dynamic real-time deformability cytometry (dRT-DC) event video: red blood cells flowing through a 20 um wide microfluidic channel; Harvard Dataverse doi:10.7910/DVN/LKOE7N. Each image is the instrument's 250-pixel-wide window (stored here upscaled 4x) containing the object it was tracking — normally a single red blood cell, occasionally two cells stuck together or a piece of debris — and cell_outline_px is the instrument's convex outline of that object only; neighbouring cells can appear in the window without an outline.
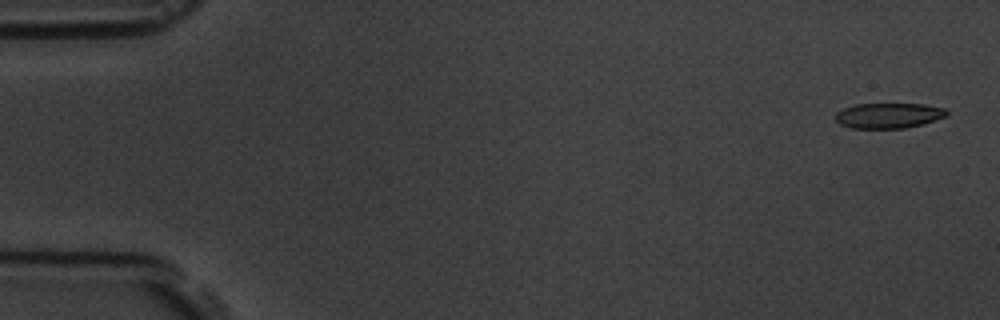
{"species": "common noctule bat (a hibernating species)", "species_latin": "Nyctalus noctula", "temperature_condition": "room temperature", "stored_images_in_passage": 5, "camera_frame_rate_fps": 3000, "um_per_image_px": 0.085, "animal": {"sex": "male", "body_mass_g": 19.5, "forearm_length_mm": 54.6}, "frame": {"image": 1, "passage_image": 1, "time_ms": 0.0, "image_size_px": [1000, 320], "cell_outline_px": [[948, 116], [920, 124], [904, 128], [852, 128], [840, 124], [836, 120], [836, 112], [844, 108], [856, 104], [924, 104], [944, 108], [948, 112]], "centroid_in_image_um": [75.53, 9.81], "position_along_channel_um": 9.5, "area_um2": 16.24}}
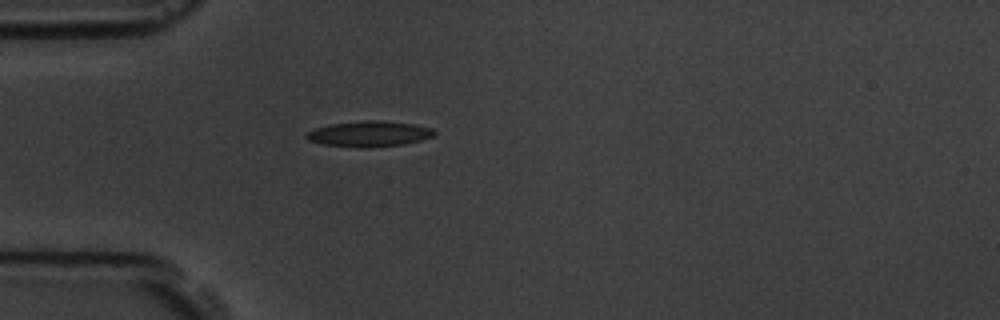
{"frame": {"image": 2, "passage_image": 5, "time_ms": 4.667, "image_size_px": [1000, 320], "cell_outline_px": [[436, 132], [432, 136], [420, 140], [404, 144], [364, 148], [356, 148], [324, 144], [308, 140], [304, 136], [308, 132], [316, 128], [332, 124], [364, 120], [384, 120], [416, 124], [432, 128]], "centroid_in_image_um": [31.4, 11.37], "position_along_channel_um": 53.6, "area_um2": 19.13}}